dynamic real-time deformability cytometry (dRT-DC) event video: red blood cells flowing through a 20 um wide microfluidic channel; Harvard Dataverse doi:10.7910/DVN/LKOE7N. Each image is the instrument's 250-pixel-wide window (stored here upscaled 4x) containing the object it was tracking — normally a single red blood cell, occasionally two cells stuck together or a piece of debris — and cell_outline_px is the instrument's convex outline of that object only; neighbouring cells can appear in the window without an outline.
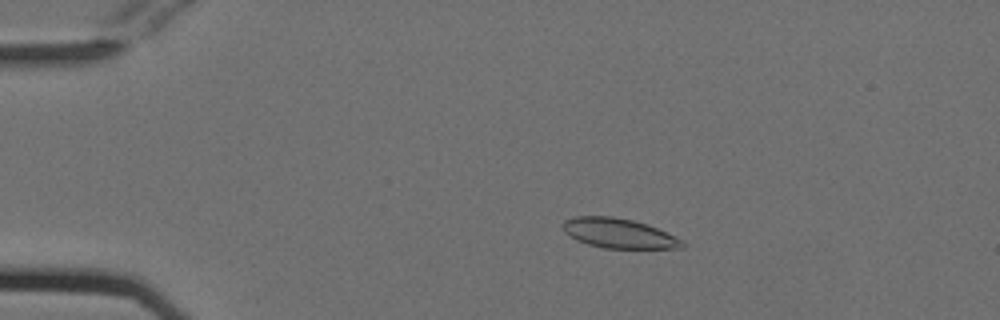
{"species": "Egyptian fruit bat (a non-hibernating species)", "species_latin": "Rousettus aegyptiacus", "temperature_condition": "cold", "stored_images_in_passage": 54, "camera_frame_rate_fps": 3000, "um_per_image_px": 0.085, "animal": {"sex": "female"}, "frame": {"image": 1, "passage_image": 11, "time_ms": 3.333, "image_size_px": [1000, 320], "cell_outline_px": [[684, 248], [604, 248], [588, 244], [576, 240], [564, 232], [564, 220], [576, 216], [612, 216], [632, 220], [648, 224], [684, 240]], "centroid_in_image_um": [52.61, 19.83], "position_along_channel_um": 32.4, "area_um2": 20.63}}
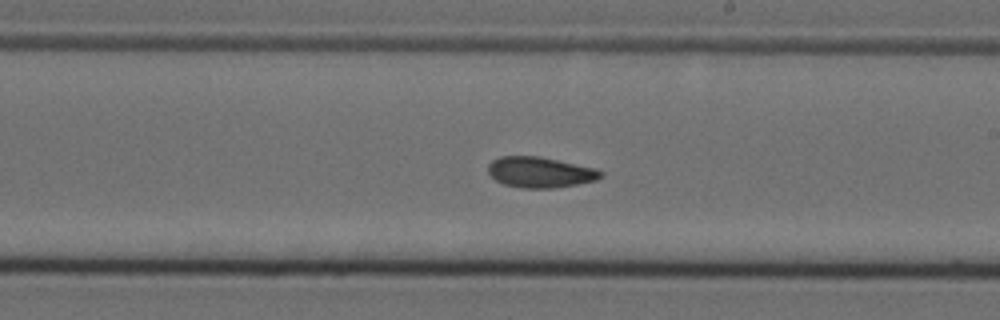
{"frame": {"image": 2, "passage_image": 32, "time_ms": 10.333, "image_size_px": [1000, 320], "cell_outline_px": [[604, 176], [596, 180], [576, 184], [552, 188], [520, 188], [504, 184], [496, 180], [488, 172], [488, 164], [492, 160], [500, 156], [540, 156], [596, 168], [604, 172]], "centroid_in_image_um": [45.92, 14.63], "position_along_channel_um": 243.1, "area_um2": 20.23}}
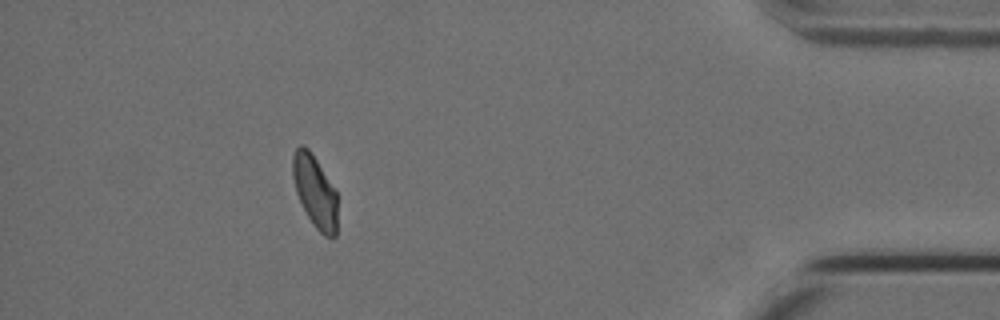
{"frame": {"image": 3, "passage_image": 49, "time_ms": 16.0, "image_size_px": [1000, 320], "cell_outline_px": [[336, 236], [324, 236], [316, 228], [308, 216], [296, 192], [292, 176], [292, 156], [296, 148], [300, 144], [308, 148], [312, 152], [336, 192]], "centroid_in_image_um": [26.74, 16.23], "position_along_channel_um": 408.5, "area_um2": 18.5}, "authors_computed_cell_mechanics": {"area_um2": 20.2011, "velocity_mm_per_s": 3.7704, "shape_relaxation_time_tau1_ms": 8.7261, "shape_relaxation_time_tau2_ms": 3.3048, "deformation_change_tau1": 0.1541, "deformation_change_tau2": 0.0745}}